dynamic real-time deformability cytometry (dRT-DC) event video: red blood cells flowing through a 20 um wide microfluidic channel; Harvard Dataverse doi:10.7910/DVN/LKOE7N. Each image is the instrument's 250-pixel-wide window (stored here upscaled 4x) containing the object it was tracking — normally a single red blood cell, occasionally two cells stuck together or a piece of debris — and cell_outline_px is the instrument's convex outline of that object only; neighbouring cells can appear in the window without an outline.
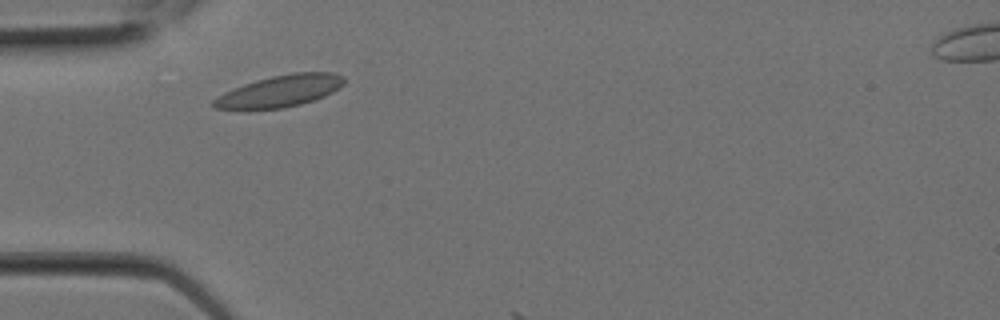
{"species": "Egyptian fruit bat (a non-hibernating species)", "species_latin": "Rousettus aegyptiacus", "temperature_condition": "room temperature", "stored_images_in_passage": 1, "camera_frame_rate_fps": 3000, "um_per_image_px": 0.085, "animal": {"sex": "female"}, "frame": {"image": 1, "passage_image": 1, "time_ms": 0.0, "image_size_px": [1000, 320], "cell_outline_px": [[344, 84], [340, 88], [324, 96], [300, 104], [284, 108], [216, 108], [212, 104], [212, 100], [224, 92], [244, 84], [256, 80], [272, 76], [292, 72], [332, 72], [344, 76]], "centroid_in_image_um": [23.85, 7.71], "position_along_channel_um": 61.2, "area_um2": 23.76}}